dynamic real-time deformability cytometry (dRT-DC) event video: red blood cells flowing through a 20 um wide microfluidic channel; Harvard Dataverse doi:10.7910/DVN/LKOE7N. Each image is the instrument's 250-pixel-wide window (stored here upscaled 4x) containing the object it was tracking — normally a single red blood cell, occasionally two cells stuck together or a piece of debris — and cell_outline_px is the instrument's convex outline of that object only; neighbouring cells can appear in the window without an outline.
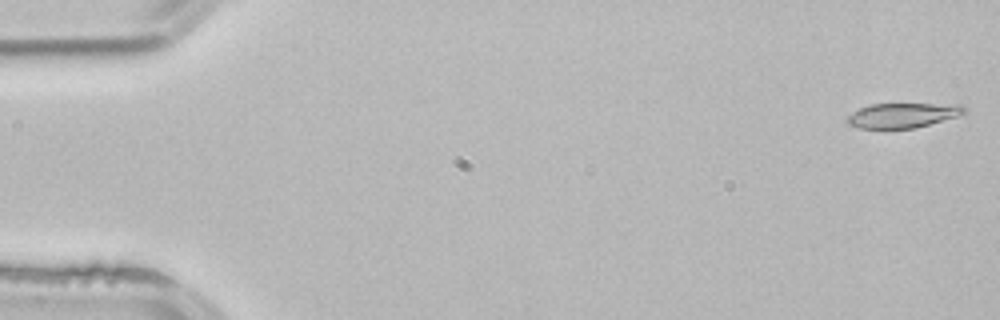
{"species": "common noctule bat (a hibernating species)", "species_latin": "Nyctalus noctula", "temperature_condition": "room temperature", "stored_images_in_passage": 52, "camera_frame_rate_fps": 3000, "um_per_image_px": 0.085, "animal": {"sex": "male", "body_mass_g": 21.5, "forearm_length_mm": 52.0}, "frame": {"image": 1, "passage_image": 1, "time_ms": 0.0, "image_size_px": [1000, 320], "cell_outline_px": [[968, 112], [956, 116], [916, 128], [860, 128], [848, 124], [844, 120], [852, 112], [860, 108], [872, 104], [960, 104]], "centroid_in_image_um": [76.7, 9.8], "position_along_channel_um": 8.3, "area_um2": 16.76}}
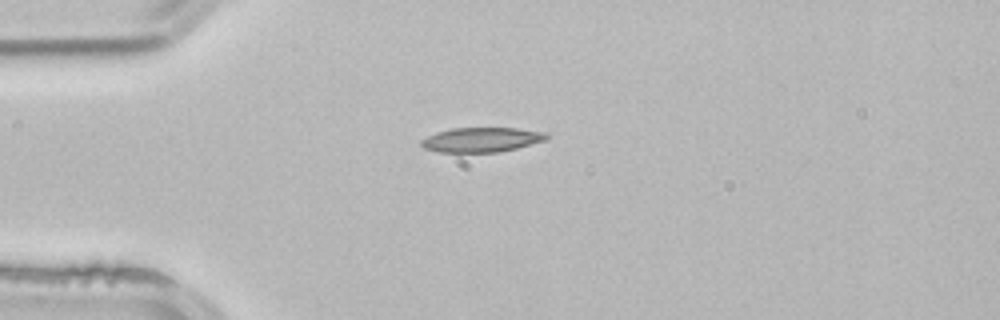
{"frame": {"image": 2, "passage_image": 13, "time_ms": 4.0, "image_size_px": [1000, 320], "cell_outline_px": [[548, 140], [500, 152], [440, 152], [424, 148], [420, 144], [420, 140], [436, 132], [452, 128], [516, 128], [548, 132]], "centroid_in_image_um": [40.96, 11.87], "position_along_channel_um": 44.0, "area_um2": 18.09}}
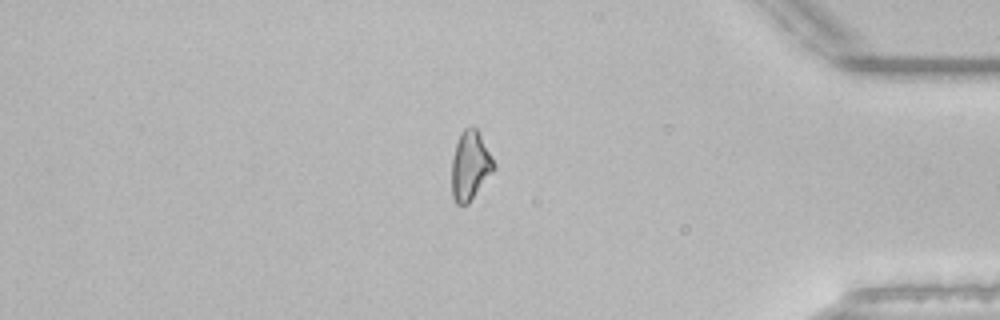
{"frame": {"image": 3, "passage_image": 44, "time_ms": 14.333, "image_size_px": [1000, 320], "cell_outline_px": [[496, 168], [468, 204], [456, 204], [452, 196], [452, 156], [460, 132], [464, 128], [472, 124], [476, 128], [496, 164]], "centroid_in_image_um": [39.96, 14.06], "position_along_channel_um": 395.2, "area_um2": 16.99}}